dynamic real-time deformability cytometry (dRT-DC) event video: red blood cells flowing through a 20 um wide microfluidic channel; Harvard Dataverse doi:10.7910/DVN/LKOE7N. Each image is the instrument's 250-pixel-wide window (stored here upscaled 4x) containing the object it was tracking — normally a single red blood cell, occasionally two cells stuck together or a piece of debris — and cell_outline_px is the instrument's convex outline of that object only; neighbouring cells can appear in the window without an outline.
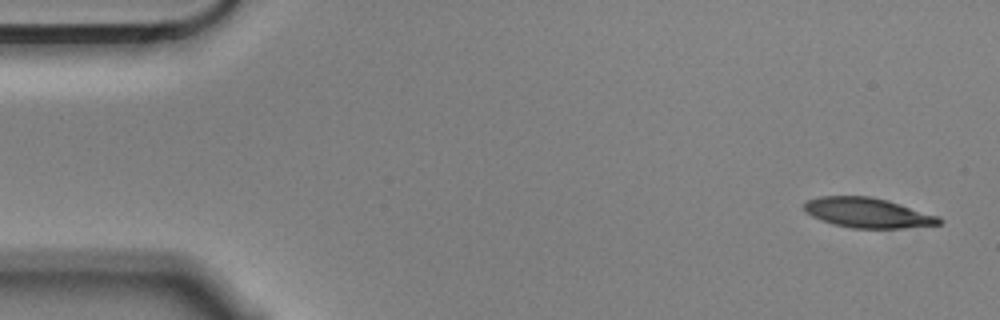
{"species": "Egyptian fruit bat (a non-hibernating species)", "species_latin": "Rousettus aegyptiacus", "temperature_condition": "cold", "stored_images_in_passage": 5, "camera_frame_rate_fps": 3000, "um_per_image_px": 0.085, "animal": {"sex": "male"}, "frame": {"image": 1, "passage_image": 1, "time_ms": 0.0, "image_size_px": [1000, 320], "cell_outline_px": [[944, 220], [940, 224], [904, 228], [852, 228], [832, 224], [820, 220], [804, 212], [804, 204], [808, 200], [820, 196], [868, 196], [888, 200], [940, 216]], "centroid_in_image_um": [73.77, 18.09], "position_along_channel_um": 11.2, "area_um2": 23.7}}
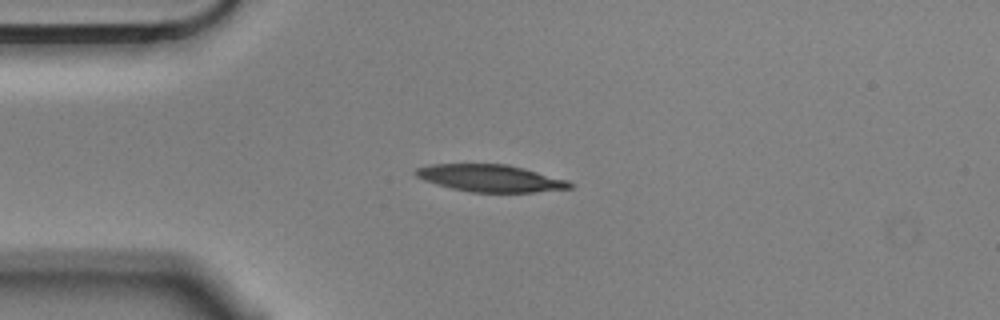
{"frame": {"image": 2, "passage_image": 4, "time_ms": 1.0, "image_size_px": [1000, 320], "cell_outline_px": [[572, 188], [536, 192], [468, 192], [436, 184], [424, 180], [416, 176], [412, 172], [416, 168], [432, 164], [508, 164], [524, 168], [568, 180], [572, 184]], "centroid_in_image_um": [41.67, 15.14], "position_along_channel_um": 43.3, "area_um2": 24.39}}